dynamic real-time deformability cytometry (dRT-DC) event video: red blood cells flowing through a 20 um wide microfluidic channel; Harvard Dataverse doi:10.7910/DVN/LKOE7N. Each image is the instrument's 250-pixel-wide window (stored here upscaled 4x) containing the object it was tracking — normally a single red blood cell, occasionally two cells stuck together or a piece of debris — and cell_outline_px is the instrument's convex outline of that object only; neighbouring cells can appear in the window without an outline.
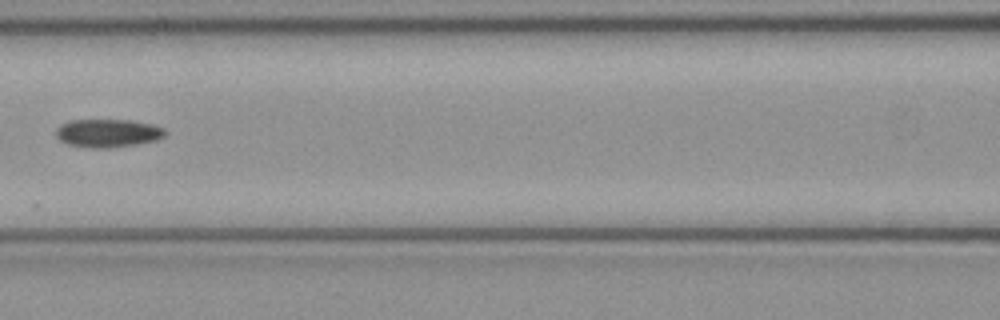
{"species": "common noctule bat (a hibernating species)", "species_latin": "Nyctalus noctula", "temperature_condition": "cold", "stored_images_in_passage": 3, "camera_frame_rate_fps": 3000, "um_per_image_px": 0.085, "animal": {"sex": "female", "body_mass_g": 21.9}, "frame": {"image": 1, "passage_image": 3, "time_ms": 0.667, "image_size_px": [1000, 320], "cell_outline_px": [[168, 132], [164, 136], [156, 140], [136, 144], [112, 148], [88, 148], [68, 144], [60, 140], [56, 136], [56, 128], [60, 124], [72, 120], [132, 120], [152, 124], [164, 128]], "centroid_in_image_um": [9.17, 11.32], "position_along_channel_um": 157.4, "area_um2": 18.09}}